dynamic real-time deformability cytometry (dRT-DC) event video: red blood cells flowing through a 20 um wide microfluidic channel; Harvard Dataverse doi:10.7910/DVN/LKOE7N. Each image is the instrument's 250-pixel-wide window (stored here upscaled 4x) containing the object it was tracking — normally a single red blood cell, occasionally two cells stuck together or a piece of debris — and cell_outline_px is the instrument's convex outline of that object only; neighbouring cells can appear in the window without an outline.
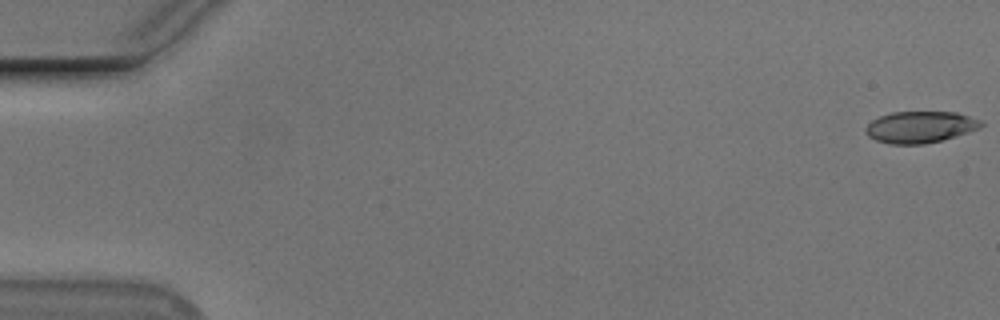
{"species": "Egyptian fruit bat (a non-hibernating species)", "species_latin": "Rousettus aegyptiacus", "temperature_condition": "cold", "stored_images_in_passage": 56, "camera_frame_rate_fps": 3000, "um_per_image_px": 0.085, "animal": {"sex": "male"}, "frame": {"image": 1, "passage_image": 1, "time_ms": 0.0, "image_size_px": [1000, 320], "cell_outline_px": [[984, 124], [980, 128], [968, 132], [940, 140], [924, 144], [888, 144], [876, 140], [868, 136], [864, 132], [864, 128], [872, 120], [880, 116], [892, 112], [956, 112], [980, 120]], "centroid_in_image_um": [78.18, 10.8], "position_along_channel_um": 6.8, "area_um2": 21.15}}
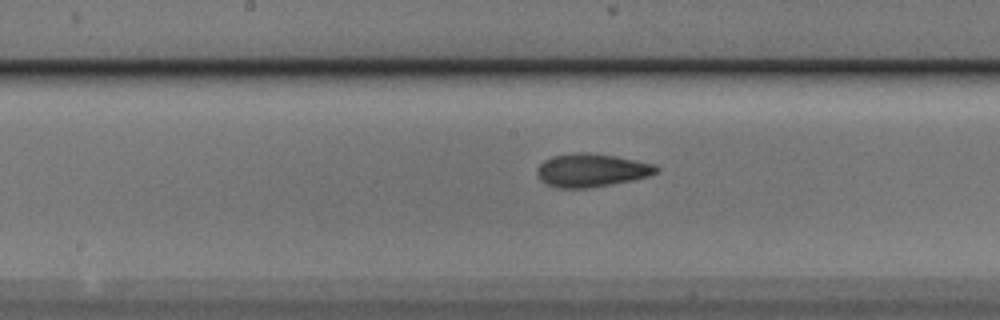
{"frame": {"image": 2, "passage_image": 29, "time_ms": 9.333, "image_size_px": [1000, 320], "cell_outline_px": [[660, 172], [648, 176], [632, 180], [612, 184], [588, 188], [556, 188], [540, 180], [536, 172], [536, 168], [544, 160], [552, 156], [576, 152], [588, 152], [616, 156], [652, 164], [660, 168]], "centroid_in_image_um": [50.26, 14.47], "position_along_channel_um": 197.9, "area_um2": 23.18}}
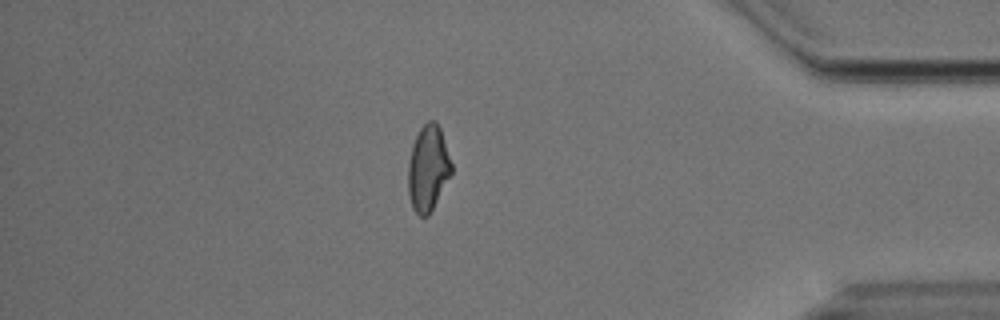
{"frame": {"image": 3, "passage_image": 48, "time_ms": 15.667, "image_size_px": [1000, 320], "cell_outline_px": [[452, 172], [428, 216], [420, 216], [412, 208], [408, 192], [408, 164], [412, 144], [420, 128], [428, 120], [436, 120], [440, 128], [452, 164]], "centroid_in_image_um": [36.37, 14.28], "position_along_channel_um": 398.8, "area_um2": 21.5}, "authors_computed_cell_mechanics": {"area_um2": 21.9351, "velocity_mm_per_s": 3.727, "shape_relaxation_time_tau1_ms": 6.2802, "shape_relaxation_time_tau2_ms": 3.2568, "deformation_change_tau1": 0.166, "deformation_change_tau2": 0.114}}